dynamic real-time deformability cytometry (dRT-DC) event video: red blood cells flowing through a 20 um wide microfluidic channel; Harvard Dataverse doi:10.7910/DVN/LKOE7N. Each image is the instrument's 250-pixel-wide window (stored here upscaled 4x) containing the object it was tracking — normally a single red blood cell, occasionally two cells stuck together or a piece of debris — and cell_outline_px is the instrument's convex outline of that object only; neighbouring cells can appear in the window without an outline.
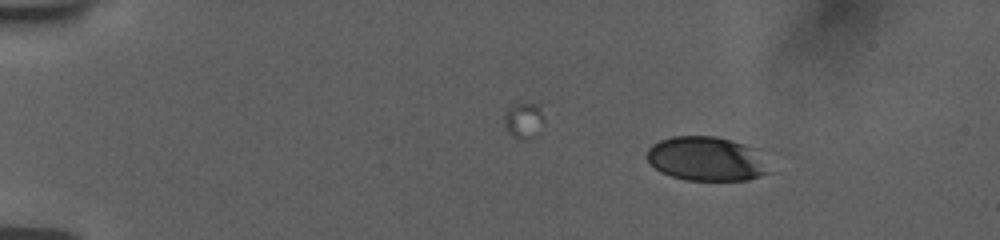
{"species": "human", "species_latin": "Homo sapiens", "temperature_condition": "room temperature", "stored_images_in_passage": 19, "camera_frame_rate_fps": 3000, "um_per_image_px": 0.085, "donor": {"sex": "female"}, "frame": {"image": 1, "passage_image": 1, "time_ms": 0.0, "image_size_px": [1000, 240], "cell_outline_px": [[772, 172], [748, 180], [684, 180], [660, 172], [644, 156], [648, 148], [652, 144], [660, 140], [672, 136], [716, 136], [744, 144], [756, 148]], "centroid_in_image_um": [60.04, 13.5], "position_along_channel_um": 25.0, "area_um2": 31.73}}
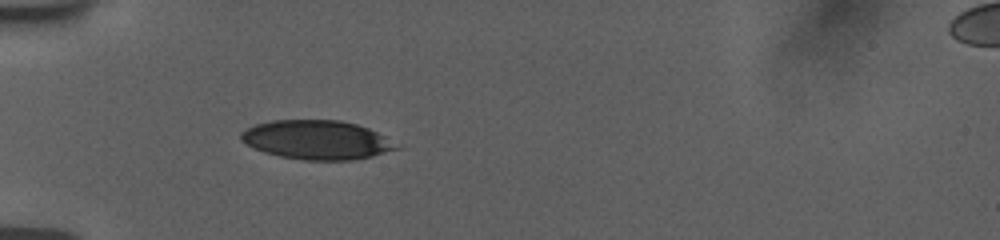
{"frame": {"image": 2, "passage_image": 18, "time_ms": 3.333, "image_size_px": [1000, 240], "cell_outline_px": [[404, 148], [372, 156], [352, 160], [304, 160], [280, 156], [264, 152], [240, 140], [240, 132], [256, 124], [272, 120], [340, 120], [356, 124], [368, 128], [384, 136]], "centroid_in_image_um": [26.96, 11.89], "position_along_channel_um": 58.0, "area_um2": 35.32}}